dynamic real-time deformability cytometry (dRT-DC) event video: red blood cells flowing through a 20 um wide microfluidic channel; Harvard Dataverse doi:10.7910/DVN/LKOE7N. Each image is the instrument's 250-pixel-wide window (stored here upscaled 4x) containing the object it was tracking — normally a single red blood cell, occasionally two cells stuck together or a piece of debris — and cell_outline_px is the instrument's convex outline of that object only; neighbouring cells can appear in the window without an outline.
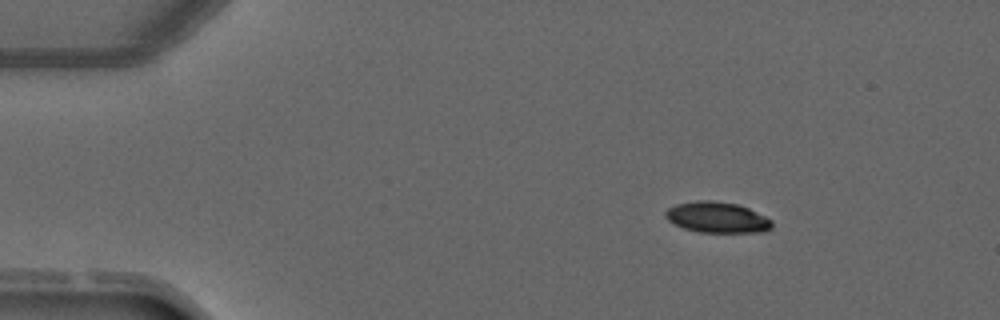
{"species": "common noctule bat (a hibernating species)", "species_latin": "Nyctalus noctula", "temperature_condition": "warm", "stored_images_in_passage": 3, "camera_frame_rate_fps": 3000, "um_per_image_px": 0.085, "animal": {"sex": "male", "forearm_length_mm": 52.5}, "frame": {"image": 1, "passage_image": 1, "time_ms": 0.0, "image_size_px": [1000, 320], "cell_outline_px": [[772, 228], [764, 232], [700, 232], [684, 228], [668, 220], [664, 216], [664, 212], [668, 208], [676, 204], [696, 200], [712, 200], [736, 204], [748, 208], [772, 220]], "centroid_in_image_um": [60.94, 18.47], "position_along_channel_um": 24.1, "area_um2": 19.07}}